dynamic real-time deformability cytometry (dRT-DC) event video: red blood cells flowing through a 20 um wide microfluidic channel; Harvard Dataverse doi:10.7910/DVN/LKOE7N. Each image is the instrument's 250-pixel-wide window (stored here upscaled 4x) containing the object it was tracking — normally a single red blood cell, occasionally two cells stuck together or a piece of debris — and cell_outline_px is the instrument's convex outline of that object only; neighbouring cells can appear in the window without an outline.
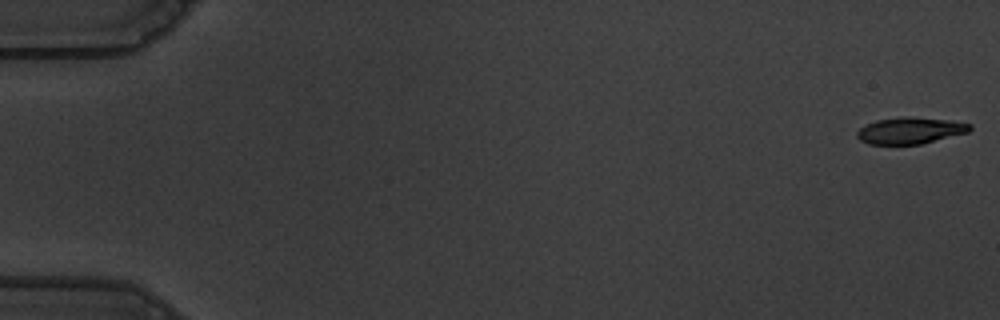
{"species": "common noctule bat (a hibernating species)", "species_latin": "Nyctalus noctula", "temperature_condition": "warm", "stored_images_in_passage": 57, "camera_frame_rate_fps": 3000, "um_per_image_px": 0.085, "animal": {"sex": "male", "body_mass_g": 19.5, "forearm_length_mm": 54.6}, "frame": {"image": 1, "passage_image": 1, "time_ms": 0.0, "image_size_px": [1000, 320], "cell_outline_px": [[972, 128], [968, 132], [920, 144], [868, 144], [860, 140], [856, 136], [856, 132], [860, 128], [876, 120], [900, 116], [908, 116], [952, 120], [972, 124]], "centroid_in_image_um": [77.37, 11.08], "position_along_channel_um": 7.6, "area_um2": 17.51}}
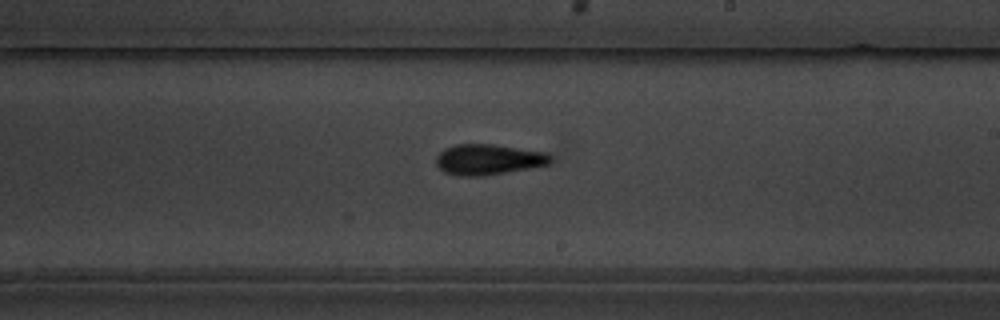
{"frame": {"image": 2, "passage_image": 34, "time_ms": 11.0, "image_size_px": [1000, 320], "cell_outline_px": [[552, 164], [532, 168], [484, 176], [460, 176], [444, 172], [436, 164], [436, 156], [444, 148], [456, 144], [492, 144], [548, 152], [552, 156]], "centroid_in_image_um": [41.56, 13.56], "position_along_channel_um": 247.4, "area_um2": 20.75}}
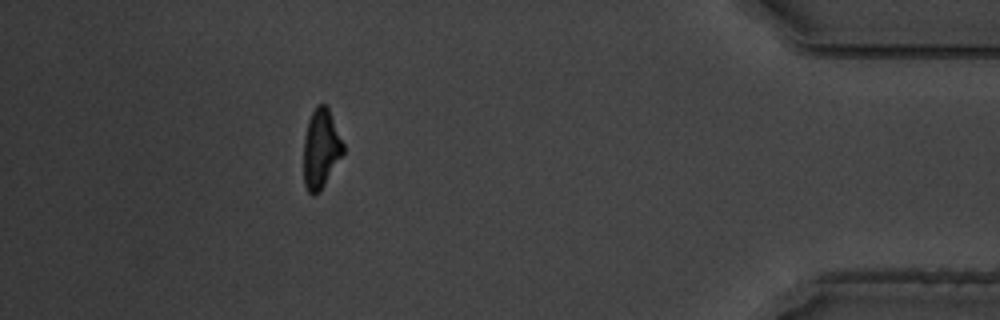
{"frame": {"image": 3, "passage_image": 51, "time_ms": 16.667, "image_size_px": [1000, 320], "cell_outline_px": [[344, 152], [320, 192], [312, 196], [308, 192], [304, 184], [304, 136], [308, 120], [316, 104], [328, 104], [344, 144]], "centroid_in_image_um": [27.28, 12.61], "position_along_channel_um": 407.9, "area_um2": 18.55}, "authors_computed_cell_mechanics": {"area_um2": 19.3052, "velocity_mm_per_s": 3.6458, "shape_relaxation_time_tau1_ms": 3.2933, "shape_relaxation_time_tau2_ms": 1.8569, "deformation_change_tau1": 0.1815, "deformation_change_tau2": 0.0918}}